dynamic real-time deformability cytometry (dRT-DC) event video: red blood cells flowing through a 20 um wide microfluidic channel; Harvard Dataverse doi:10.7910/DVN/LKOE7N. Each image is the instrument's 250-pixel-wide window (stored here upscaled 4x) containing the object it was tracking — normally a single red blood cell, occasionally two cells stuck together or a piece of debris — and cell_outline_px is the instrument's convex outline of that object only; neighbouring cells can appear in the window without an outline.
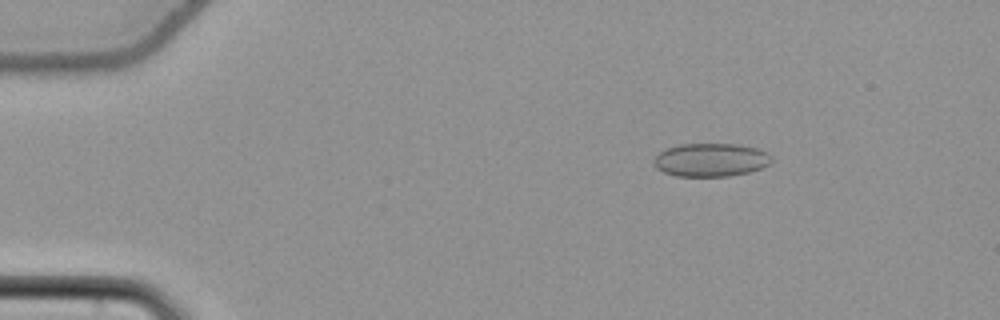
{"species": "common noctule bat (a hibernating species)", "species_latin": "Nyctalus noctula", "temperature_condition": "cold", "stored_images_in_passage": 55, "camera_frame_rate_fps": 3000, "um_per_image_px": 0.085, "animal": {"sex": "female", "body_mass_g": 22.7, "forearm_length_mm": 54.2}, "frame": {"image": 1, "passage_image": 9, "time_ms": 2.667, "image_size_px": [1000, 320], "cell_outline_px": [[772, 160], [768, 164], [760, 168], [748, 172], [728, 176], [676, 176], [664, 172], [656, 168], [652, 164], [652, 160], [660, 152], [668, 148], [680, 144], [736, 144], [760, 148], [768, 152], [772, 156]], "centroid_in_image_um": [60.42, 13.58], "position_along_channel_um": 24.6, "area_um2": 22.95}}
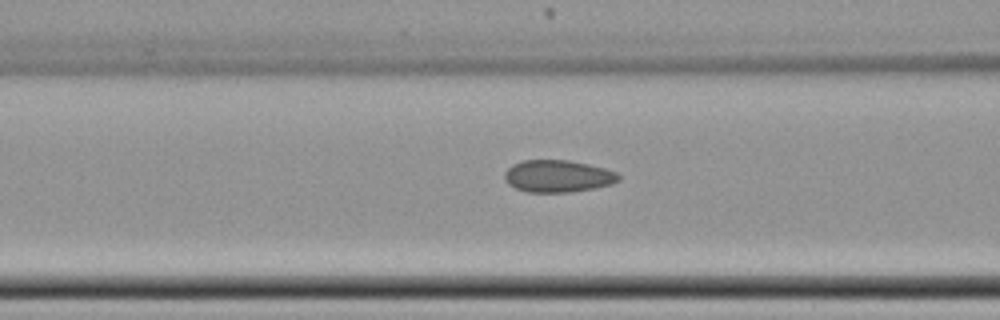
{"frame": {"image": 2, "passage_image": 23, "time_ms": 7.333, "image_size_px": [1000, 320], "cell_outline_px": [[620, 180], [612, 184], [572, 192], [528, 192], [516, 188], [508, 184], [504, 180], [504, 172], [512, 164], [524, 160], [568, 160], [588, 164], [604, 168], [616, 172], [620, 176]], "centroid_in_image_um": [47.4, 14.97], "position_along_channel_um": 119.2, "area_um2": 21.39}}
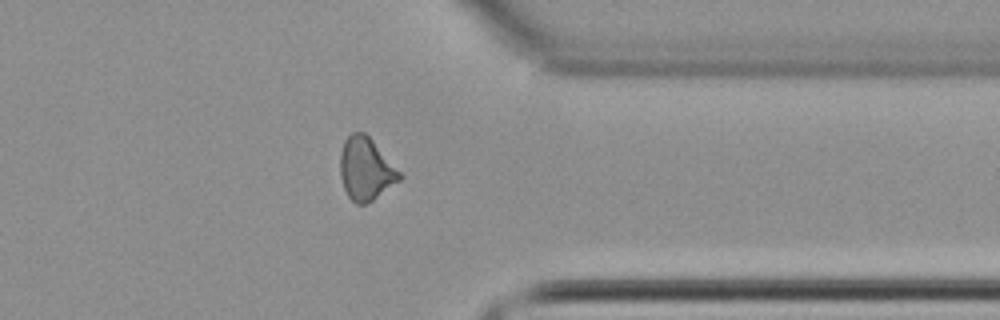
{"frame": {"image": 3, "passage_image": 44, "time_ms": 14.333, "image_size_px": [1000, 320], "cell_outline_px": [[404, 176], [400, 180], [372, 200], [364, 204], [356, 204], [348, 196], [344, 188], [340, 176], [340, 152], [344, 140], [352, 132], [364, 132], [372, 140]], "centroid_in_image_um": [31.08, 14.35], "position_along_channel_um": 380.3, "area_um2": 21.5}, "authors_computed_cell_mechanics": {"area_um2": 21.5016, "velocity_mm_per_s": 3.8204, "shape_relaxation_time_tau1_ms": null, "shape_relaxation_time_tau2_ms": 1.4848, "deformation_change_tau1": null, "deformation_change_tau2": 0.0655}}